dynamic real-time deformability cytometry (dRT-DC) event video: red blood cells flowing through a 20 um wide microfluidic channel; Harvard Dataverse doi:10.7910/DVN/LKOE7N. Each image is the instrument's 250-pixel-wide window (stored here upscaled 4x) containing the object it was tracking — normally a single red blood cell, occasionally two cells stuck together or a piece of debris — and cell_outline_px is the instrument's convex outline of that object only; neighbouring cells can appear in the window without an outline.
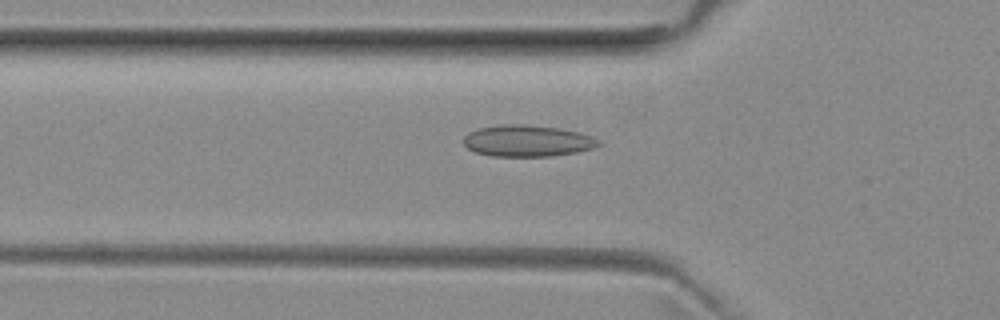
{"species": "common noctule bat (a hibernating species)", "species_latin": "Nyctalus noctula", "temperature_condition": "room temperature", "stored_images_in_passage": 45, "camera_frame_rate_fps": 3000, "um_per_image_px": 0.085, "animal": {"sex": "female", "body_mass_g": 29.2, "forearm_length_mm": 56.3}, "frame": {"image": 1, "passage_image": 17, "time_ms": 5.333, "image_size_px": [1000, 320], "cell_outline_px": [[600, 144], [592, 148], [576, 152], [548, 156], [492, 156], [476, 152], [468, 148], [464, 144], [464, 136], [468, 132], [480, 128], [500, 124], [524, 124], [556, 128], [580, 132], [592, 136], [600, 140]], "centroid_in_image_um": [44.81, 11.96], "position_along_channel_um": 81.0, "area_um2": 24.62}}
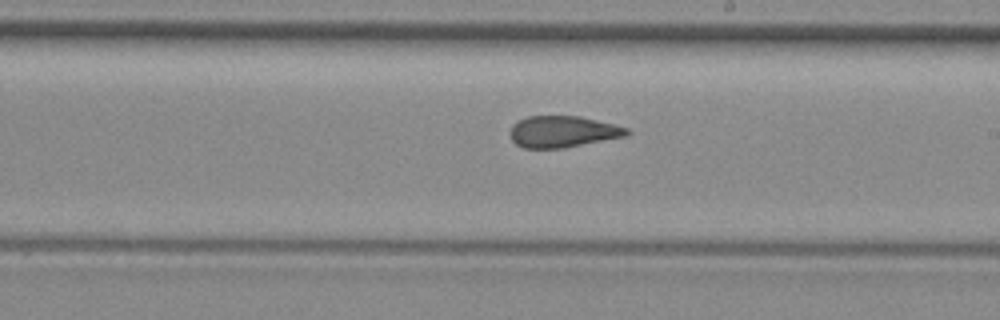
{"frame": {"image": 2, "passage_image": 29, "time_ms": 9.333, "image_size_px": [1000, 320], "cell_outline_px": [[632, 132], [628, 136], [564, 148], [524, 148], [516, 144], [512, 140], [512, 124], [528, 116], [580, 116], [628, 128]], "centroid_in_image_um": [47.88, 11.2], "position_along_channel_um": 241.1, "area_um2": 21.33}}
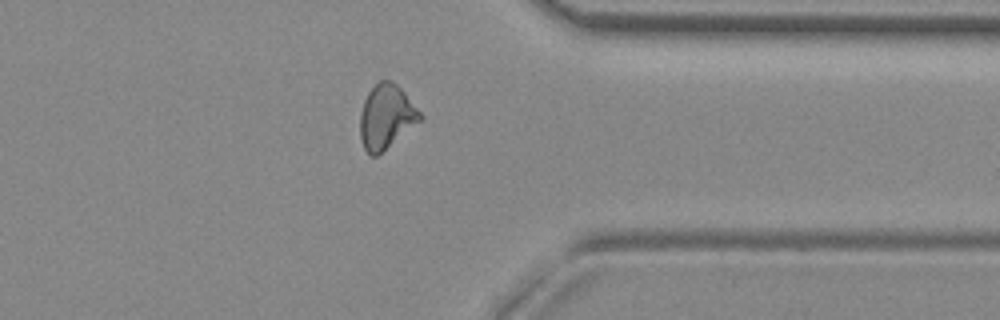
{"frame": {"image": 3, "passage_image": 40, "time_ms": 13.0, "image_size_px": [1000, 320], "cell_outline_px": [[424, 120], [376, 156], [372, 156], [364, 148], [360, 136], [360, 112], [364, 100], [368, 92], [380, 80], [392, 80], [404, 92], [424, 116]], "centroid_in_image_um": [32.86, 9.92], "position_along_channel_um": 378.5, "area_um2": 22.54}, "authors_computed_cell_mechanics": {"area_um2": 22.542, "velocity_mm_per_s": 3.9888, "shape_relaxation_time_tau1_ms": null, "shape_relaxation_time_tau2_ms": 2.2546, "deformation_change_tau1": null, "deformation_change_tau2": 0.0788}}